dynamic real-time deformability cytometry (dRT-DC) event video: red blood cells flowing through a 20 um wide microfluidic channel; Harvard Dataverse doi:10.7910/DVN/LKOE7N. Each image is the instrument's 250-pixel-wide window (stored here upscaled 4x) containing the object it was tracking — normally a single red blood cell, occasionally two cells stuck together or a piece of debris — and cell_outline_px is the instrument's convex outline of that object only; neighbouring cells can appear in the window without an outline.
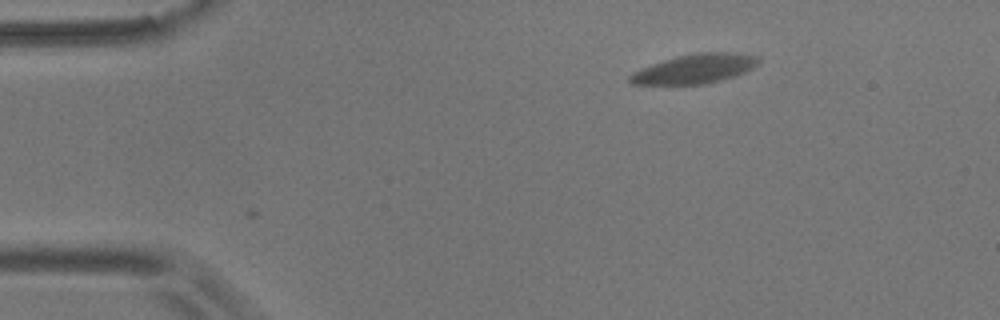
{"species": "common noctule bat (a hibernating species)", "species_latin": "Nyctalus noctula", "temperature_condition": "room temperature", "stored_images_in_passage": 2, "camera_frame_rate_fps": 3000, "um_per_image_px": 0.085, "animal": {"sex": "male", "body_mass_g": 17.9}, "frame": {"image": 1, "passage_image": 2, "time_ms": 0.333, "image_size_px": [1000, 320], "cell_outline_px": [[760, 60], [752, 68], [736, 76], [704, 84], [632, 84], [628, 80], [628, 76], [652, 64], [676, 56], [696, 52], [728, 52], [760, 56]], "centroid_in_image_um": [59.1, 5.84], "position_along_channel_um": 25.9, "area_um2": 21.73}}